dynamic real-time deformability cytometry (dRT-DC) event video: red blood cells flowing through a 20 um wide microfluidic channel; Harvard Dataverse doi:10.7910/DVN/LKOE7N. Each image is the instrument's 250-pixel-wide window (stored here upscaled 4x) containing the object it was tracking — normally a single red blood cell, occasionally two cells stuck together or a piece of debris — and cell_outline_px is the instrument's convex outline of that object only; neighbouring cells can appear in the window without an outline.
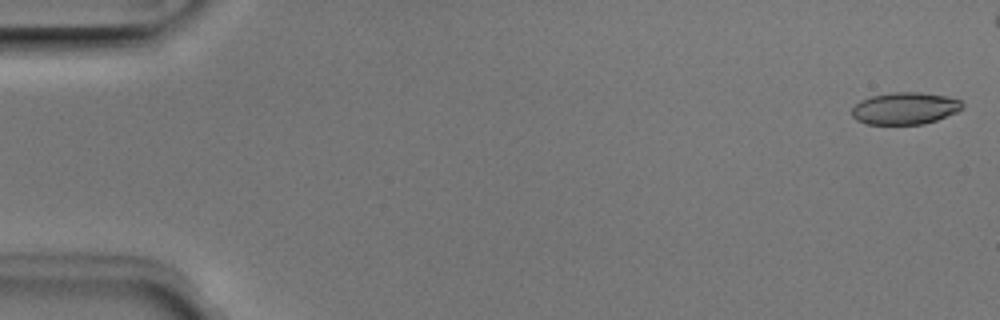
{"species": "Egyptian fruit bat (a non-hibernating species)", "species_latin": "Rousettus aegyptiacus", "temperature_condition": "room temperature", "stored_images_in_passage": 5, "camera_frame_rate_fps": 3000, "um_per_image_px": 0.085, "animal": {"sex": "male"}, "frame": {"image": 1, "passage_image": 1, "time_ms": 0.0, "image_size_px": [1000, 320], "cell_outline_px": [[964, 108], [956, 112], [936, 120], [924, 124], [864, 124], [856, 120], [852, 116], [852, 108], [860, 100], [872, 96], [892, 92], [920, 92], [944, 96], [960, 100], [964, 104]], "centroid_in_image_um": [76.91, 9.21], "position_along_channel_um": 8.1, "area_um2": 20.63}}
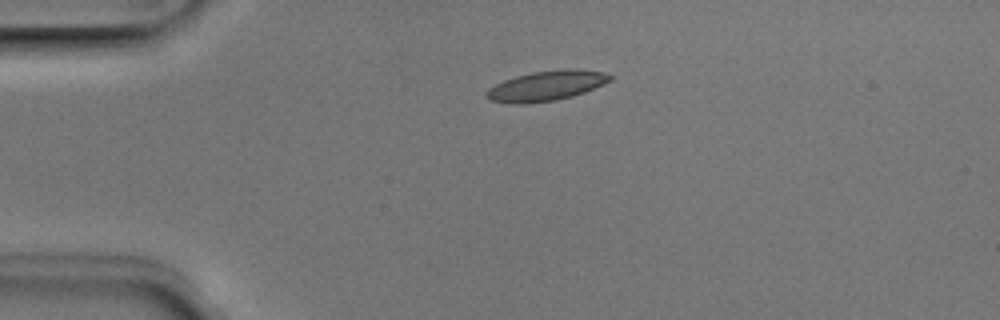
{"frame": {"image": 2, "passage_image": 5, "time_ms": 1.333, "image_size_px": [1000, 320], "cell_outline_px": [[612, 80], [604, 84], [584, 92], [572, 96], [556, 100], [520, 104], [508, 104], [488, 100], [484, 96], [484, 92], [488, 88], [504, 80], [516, 76], [532, 72], [568, 68], [576, 68], [604, 72], [612, 76]], "centroid_in_image_um": [46.41, 7.29], "position_along_channel_um": 38.6, "area_um2": 21.85}}